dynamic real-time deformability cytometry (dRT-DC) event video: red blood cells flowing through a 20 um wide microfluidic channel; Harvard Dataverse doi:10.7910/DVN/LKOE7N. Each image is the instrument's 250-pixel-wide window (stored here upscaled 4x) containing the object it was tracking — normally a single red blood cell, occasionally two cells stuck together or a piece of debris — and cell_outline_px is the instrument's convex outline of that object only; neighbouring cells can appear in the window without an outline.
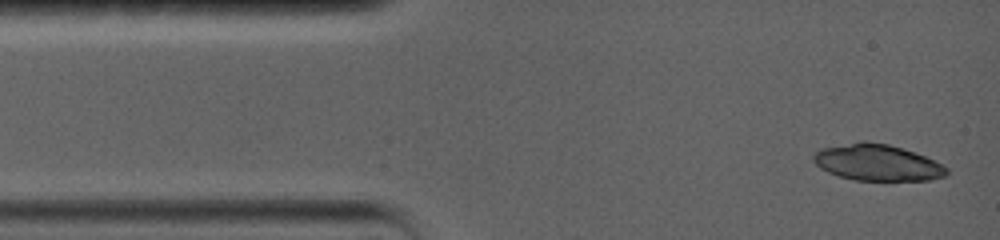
{"species": "common noctule bat (a hibernating species)", "species_latin": "Nyctalus noctula", "temperature_condition": "warm", "stored_images_in_passage": 3, "camera_frame_rate_fps": 5000, "um_per_image_px": 0.085, "animal": {"sex": "female", "body_mass_g": 19.0, "forearm_length_mm": 56.7}, "frame": {"image": 1, "passage_image": 1, "time_ms": 0.0, "image_size_px": [1000, 240], "cell_outline_px": [[948, 172], [944, 176], [928, 180], [856, 180], [840, 176], [828, 172], [820, 168], [812, 160], [812, 156], [820, 148], [864, 140], [888, 144], [924, 156], [948, 168]], "centroid_in_image_um": [74.52, 13.81], "position_along_channel_um": 10.5, "area_um2": 27.92}}